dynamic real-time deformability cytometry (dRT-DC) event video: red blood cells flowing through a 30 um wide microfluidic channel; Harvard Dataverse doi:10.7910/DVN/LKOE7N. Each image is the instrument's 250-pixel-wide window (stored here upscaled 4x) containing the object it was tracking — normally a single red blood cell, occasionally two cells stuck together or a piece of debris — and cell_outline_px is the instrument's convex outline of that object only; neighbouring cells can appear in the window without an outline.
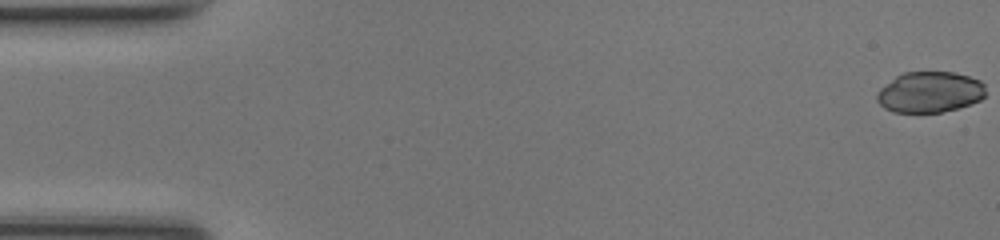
{"species": "common noctule bat (a hibernating species)", "species_latin": "Nyctalus noctula", "temperature_condition": "room temperature", "stored_images_in_passage": 49, "camera_frame_rate_fps": 3000, "um_per_image_px": 0.085, "animal": {"sex": "female", "body_mass_g": 17.0, "forearm_length_mm": 48.0}, "frame": {"image": 1, "passage_image": 1, "time_ms": 0.0, "image_size_px": [1000, 240], "cell_outline_px": [[984, 96], [980, 100], [956, 108], [940, 112], [892, 112], [884, 108], [876, 100], [876, 92], [880, 88], [896, 76], [904, 72], [956, 72], [980, 80], [984, 84]], "centroid_in_image_um": [79.0, 7.82], "position_along_channel_um": 6.0, "area_um2": 25.84}}